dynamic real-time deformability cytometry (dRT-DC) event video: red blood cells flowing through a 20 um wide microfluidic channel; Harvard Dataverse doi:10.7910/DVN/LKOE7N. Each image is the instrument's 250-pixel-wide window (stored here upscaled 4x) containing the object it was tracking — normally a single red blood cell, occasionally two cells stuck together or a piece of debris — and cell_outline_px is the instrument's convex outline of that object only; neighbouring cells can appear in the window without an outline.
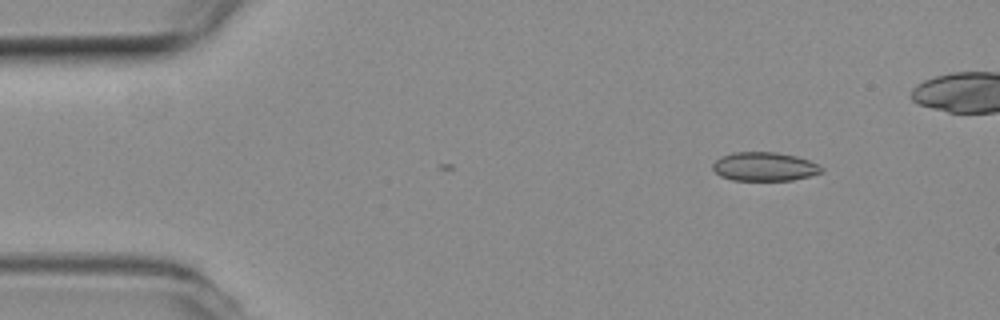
{"species": "common noctule bat (a hibernating species)", "species_latin": "Nyctalus noctula", "temperature_condition": "room temperature", "stored_images_in_passage": 2, "camera_frame_rate_fps": 3000, "um_per_image_px": 0.085, "animal": {"sex": "female", "body_mass_g": 19.3, "forearm_length_mm": 54.1}, "frame": {"image": 1, "passage_image": 2, "time_ms": 0.333, "image_size_px": [1000, 320], "cell_outline_px": [[824, 172], [792, 180], [732, 180], [720, 176], [712, 168], [712, 164], [720, 156], [732, 152], [776, 152], [796, 156], [820, 164], [824, 168]], "centroid_in_image_um": [64.98, 14.15], "position_along_channel_um": 20.0, "area_um2": 18.38}}